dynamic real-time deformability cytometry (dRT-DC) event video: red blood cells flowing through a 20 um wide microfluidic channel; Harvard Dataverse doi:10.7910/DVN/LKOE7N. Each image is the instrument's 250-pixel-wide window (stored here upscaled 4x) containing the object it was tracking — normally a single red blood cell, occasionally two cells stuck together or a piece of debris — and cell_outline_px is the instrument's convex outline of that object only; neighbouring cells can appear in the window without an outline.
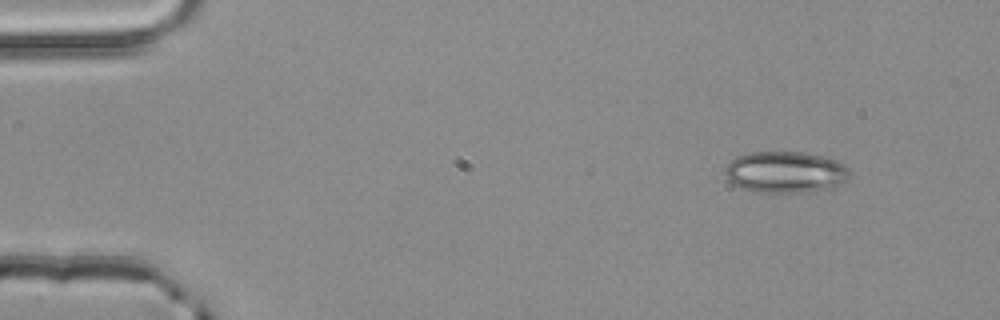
{"species": "common noctule bat (a hibernating species)", "species_latin": "Nyctalus noctula", "temperature_condition": "room temperature", "stored_images_in_passage": 3, "camera_frame_rate_fps": 3000, "um_per_image_px": 0.085, "animal": {"sex": "male", "body_mass_g": 20.4}, "frame": {"image": 1, "passage_image": 1, "time_ms": 0.0, "image_size_px": [1000, 320], "cell_outline_px": [[848, 176], [836, 188], [800, 192], [760, 192], [744, 188], [732, 184], [724, 176], [724, 168], [736, 156], [752, 152], [804, 152], [828, 156], [840, 160], [848, 168]], "centroid_in_image_um": [66.77, 14.61], "position_along_channel_um": 18.2, "area_um2": 30.35}}